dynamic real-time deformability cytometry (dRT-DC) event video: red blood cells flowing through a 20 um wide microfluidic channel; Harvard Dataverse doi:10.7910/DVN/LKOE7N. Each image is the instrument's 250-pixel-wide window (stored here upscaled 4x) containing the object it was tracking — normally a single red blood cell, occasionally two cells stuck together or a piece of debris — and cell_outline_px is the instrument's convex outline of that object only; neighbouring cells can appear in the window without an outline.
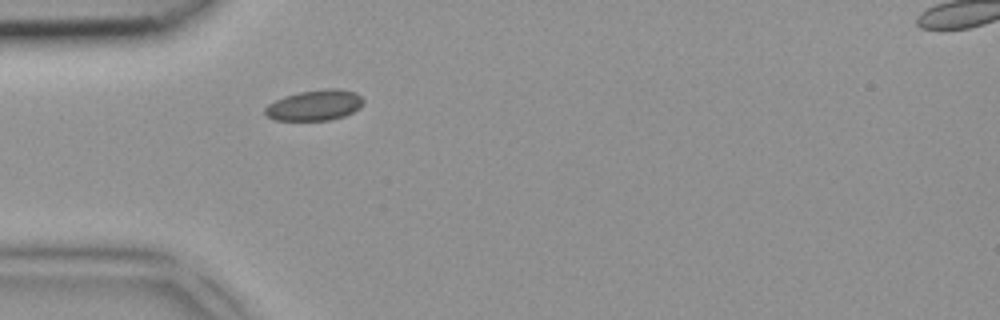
{"species": "common noctule bat (a hibernating species)", "species_latin": "Nyctalus noctula", "temperature_condition": "room temperature", "stored_images_in_passage": 1, "camera_frame_rate_fps": 3000, "um_per_image_px": 0.085, "animal": {"sex": "female", "body_mass_g": 18.4}, "frame": {"image": 1, "passage_image": 1, "time_ms": 0.0, "image_size_px": [1000, 320], "cell_outline_px": [[364, 104], [360, 108], [344, 116], [328, 120], [272, 120], [264, 112], [264, 108], [268, 104], [284, 96], [300, 92], [324, 88], [340, 88], [356, 92], [364, 100]], "centroid_in_image_um": [26.77, 8.93], "position_along_channel_um": 58.2, "area_um2": 17.69}}